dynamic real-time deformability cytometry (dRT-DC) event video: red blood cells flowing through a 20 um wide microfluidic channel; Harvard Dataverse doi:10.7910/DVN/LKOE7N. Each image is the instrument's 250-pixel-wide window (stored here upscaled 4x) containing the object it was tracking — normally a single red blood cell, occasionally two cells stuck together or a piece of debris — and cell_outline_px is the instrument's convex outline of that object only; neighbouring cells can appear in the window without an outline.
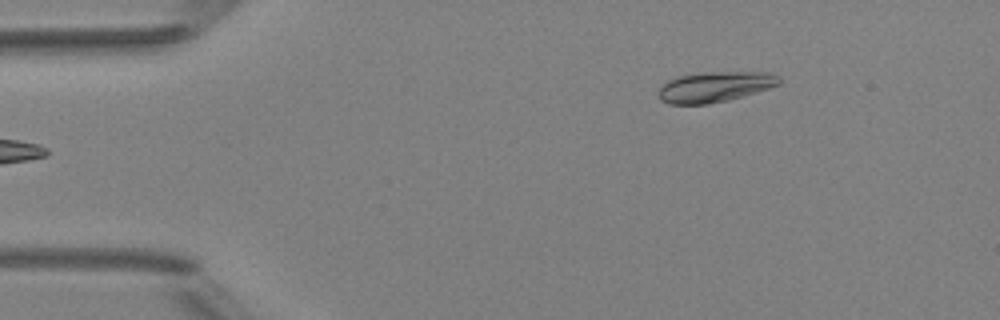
{"species": "Egyptian fruit bat (a non-hibernating species)", "species_latin": "Rousettus aegyptiacus", "temperature_condition": "room temperature", "stored_images_in_passage": 4, "camera_frame_rate_fps": 3000, "um_per_image_px": 0.085, "animal": {"sex": "female"}, "frame": {"image": 1, "passage_image": 4, "time_ms": 4.0, "image_size_px": [1000, 320], "cell_outline_px": [[780, 84], [756, 92], [728, 100], [708, 104], [668, 104], [660, 100], [660, 88], [668, 80], [676, 76], [700, 72], [772, 72], [780, 76]], "centroid_in_image_um": [60.77, 7.37], "position_along_channel_um": 24.2, "area_um2": 21.44}}